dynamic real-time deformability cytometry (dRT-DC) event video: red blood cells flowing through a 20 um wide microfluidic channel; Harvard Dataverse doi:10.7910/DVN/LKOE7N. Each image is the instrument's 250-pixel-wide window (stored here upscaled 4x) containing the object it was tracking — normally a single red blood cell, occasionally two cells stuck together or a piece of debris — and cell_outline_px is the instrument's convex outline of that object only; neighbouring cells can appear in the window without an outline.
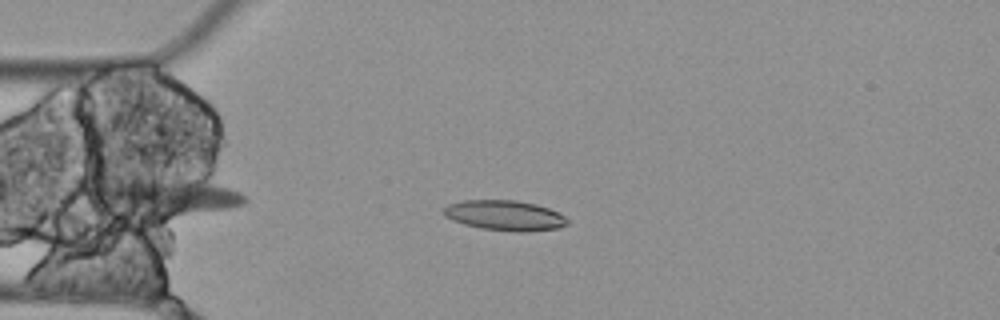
{"species": "Egyptian fruit bat (a non-hibernating species)", "species_latin": "Rousettus aegyptiacus", "temperature_condition": "cold", "stored_images_in_passage": 5, "camera_frame_rate_fps": 3000, "um_per_image_px": 0.085, "animal": {"sex": "female"}, "frame": {"image": 1, "passage_image": 4, "time_ms": 1.0, "image_size_px": [1000, 320], "cell_outline_px": [[568, 224], [560, 228], [528, 232], [516, 232], [480, 228], [464, 224], [452, 220], [444, 216], [440, 212], [448, 204], [464, 200], [516, 200], [536, 204], [560, 212], [568, 220]], "centroid_in_image_um": [42.91, 18.31], "position_along_channel_um": 42.1, "area_um2": 22.08}}